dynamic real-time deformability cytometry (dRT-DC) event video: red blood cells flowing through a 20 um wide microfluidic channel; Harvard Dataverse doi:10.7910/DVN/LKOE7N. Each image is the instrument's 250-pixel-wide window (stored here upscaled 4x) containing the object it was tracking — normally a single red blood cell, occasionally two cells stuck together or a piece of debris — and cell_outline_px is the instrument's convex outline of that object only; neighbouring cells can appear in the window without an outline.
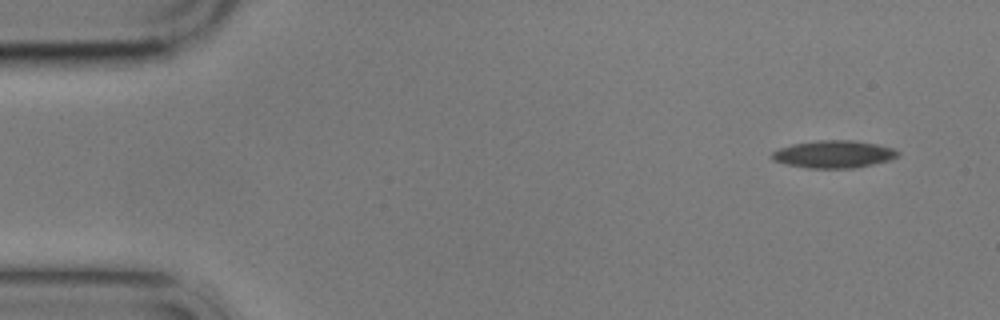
{"species": "common noctule bat (a hibernating species)", "species_latin": "Nyctalus noctula", "temperature_condition": "cold", "stored_images_in_passage": 6, "camera_frame_rate_fps": 3000, "um_per_image_px": 0.085, "animal": {"sex": "male", "body_mass_g": 17.9}, "frame": {"image": 1, "passage_image": 1, "time_ms": 0.0, "image_size_px": [1000, 320], "cell_outline_px": [[900, 156], [888, 160], [856, 168], [808, 168], [788, 164], [772, 160], [772, 152], [780, 148], [792, 144], [816, 140], [852, 140], [876, 144], [892, 148], [900, 152]], "centroid_in_image_um": [70.88, 13.1], "position_along_channel_um": 14.1, "area_um2": 20.06}}
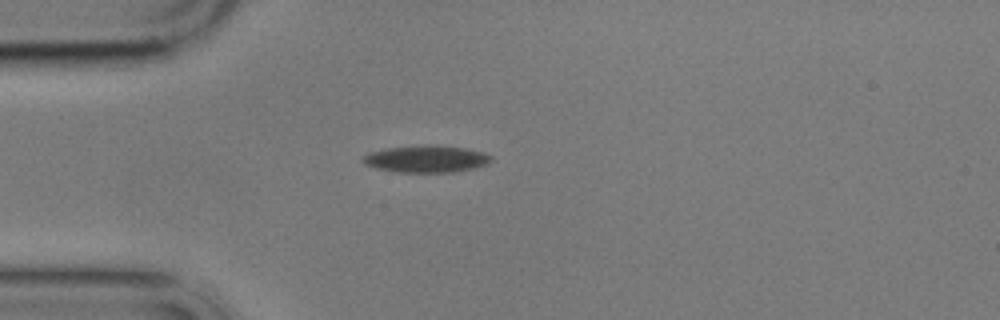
{"frame": {"image": 2, "passage_image": 4, "time_ms": 3.667, "image_size_px": [1000, 320], "cell_outline_px": [[492, 160], [488, 164], [472, 168], [452, 172], [396, 172], [376, 168], [364, 164], [360, 160], [360, 156], [368, 152], [388, 148], [424, 144], [436, 144], [464, 148], [484, 152], [492, 156]], "centroid_in_image_um": [36.19, 13.49], "position_along_channel_um": 48.8, "area_um2": 20.52}}
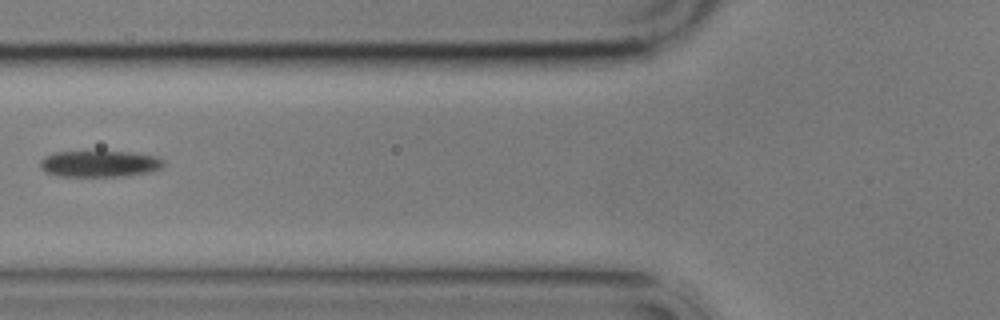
{"frame": {"image": 3, "passage_image": 6, "time_ms": 6.0, "image_size_px": [1000, 320], "cell_outline_px": [[164, 164], [160, 168], [148, 172], [128, 176], [60, 176], [44, 172], [40, 168], [40, 160], [44, 156], [56, 152], [132, 152], [152, 156], [164, 160]], "centroid_in_image_um": [8.42, 13.93], "position_along_channel_um": 117.4, "area_um2": 18.84}}